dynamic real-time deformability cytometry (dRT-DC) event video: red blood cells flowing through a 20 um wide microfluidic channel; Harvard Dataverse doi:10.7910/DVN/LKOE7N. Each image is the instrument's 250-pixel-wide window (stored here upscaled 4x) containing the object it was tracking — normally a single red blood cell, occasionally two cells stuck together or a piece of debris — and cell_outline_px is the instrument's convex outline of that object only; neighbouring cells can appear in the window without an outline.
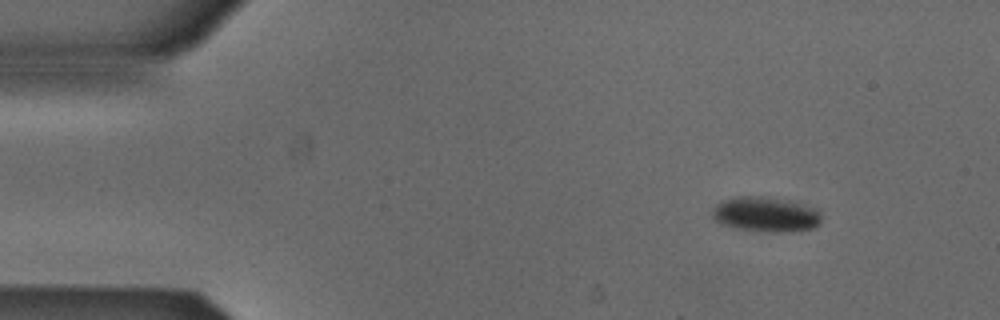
{"species": "Egyptian fruit bat (a non-hibernating species)", "species_latin": "Rousettus aegyptiacus", "temperature_condition": "cold", "stored_images_in_passage": 4, "camera_frame_rate_fps": 3000, "um_per_image_px": 0.085, "animal": {"sex": "male"}, "frame": {"image": 1, "passage_image": 1, "time_ms": 0.0, "image_size_px": [1000, 320], "cell_outline_px": [[820, 224], [812, 228], [776, 232], [768, 232], [736, 228], [720, 224], [712, 216], [712, 208], [720, 200], [736, 196], [772, 196], [788, 200], [812, 208], [820, 212]], "centroid_in_image_um": [65.01, 18.2], "position_along_channel_um": 20.0, "area_um2": 22.25}}
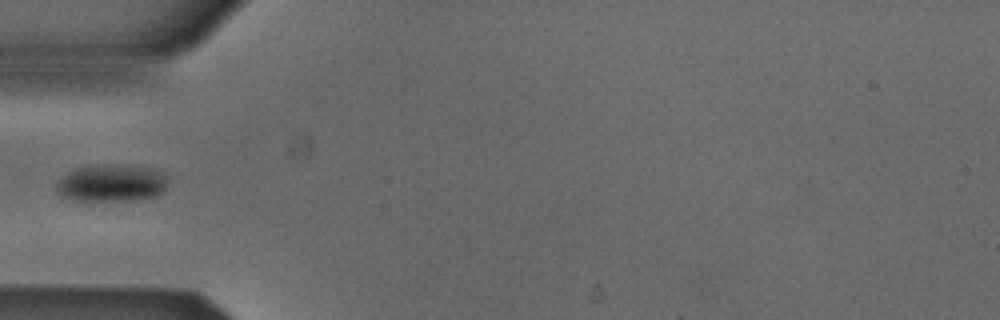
{"frame": {"image": 2, "passage_image": 4, "time_ms": 1.0, "image_size_px": [1000, 320], "cell_outline_px": [[168, 184], [164, 192], [156, 196], [136, 200], [72, 200], [60, 196], [56, 188], [56, 184], [68, 172], [76, 168], [88, 164], [120, 164], [152, 168], [160, 172], [164, 176]], "centroid_in_image_um": [9.48, 15.55], "position_along_channel_um": 75.5, "area_um2": 24.45}}